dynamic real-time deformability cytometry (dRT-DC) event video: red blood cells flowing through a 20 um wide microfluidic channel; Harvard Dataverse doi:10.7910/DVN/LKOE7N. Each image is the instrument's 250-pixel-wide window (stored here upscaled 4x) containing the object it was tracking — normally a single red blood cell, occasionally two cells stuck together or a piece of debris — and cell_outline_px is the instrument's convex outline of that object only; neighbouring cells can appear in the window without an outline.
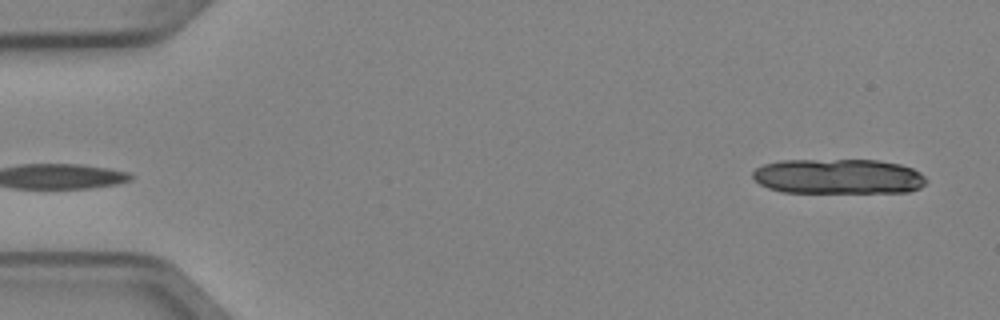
{"species": "Egyptian fruit bat (a non-hibernating species)", "species_latin": "Rousettus aegyptiacus", "temperature_condition": "cold", "stored_images_in_passage": 4, "camera_frame_rate_fps": 3000, "um_per_image_px": 0.085, "animal": {"sex": "female"}, "frame": {"image": 1, "passage_image": 4, "time_ms": 1.0, "image_size_px": [1000, 320], "cell_outline_px": [[928, 180], [920, 188], [908, 192], [780, 192], [768, 188], [760, 184], [752, 176], [752, 172], [756, 168], [764, 164], [784, 160], [880, 160], [900, 164], [912, 168], [920, 172]], "centroid_in_image_um": [71.27, 14.99], "position_along_channel_um": 13.7, "area_um2": 35.6}}